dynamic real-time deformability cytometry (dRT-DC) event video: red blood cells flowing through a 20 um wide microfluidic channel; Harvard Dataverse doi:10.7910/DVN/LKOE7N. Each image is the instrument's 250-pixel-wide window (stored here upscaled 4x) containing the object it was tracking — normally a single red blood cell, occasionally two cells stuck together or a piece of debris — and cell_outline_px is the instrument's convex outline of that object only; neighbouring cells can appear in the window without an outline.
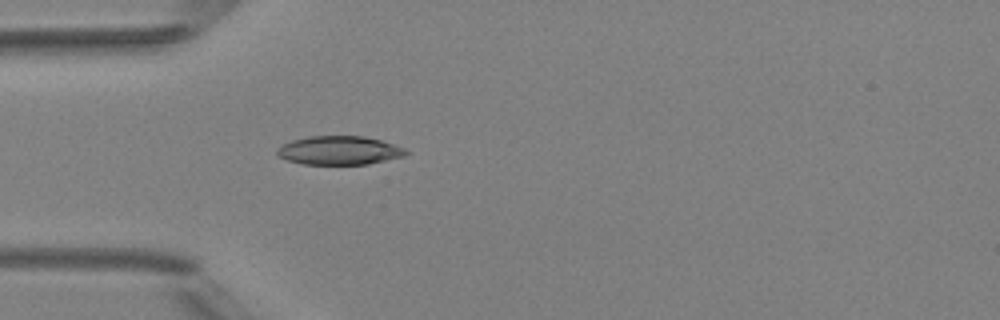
{"species": "Egyptian fruit bat (a non-hibernating species)", "species_latin": "Rousettus aegyptiacus", "temperature_condition": "room temperature", "stored_images_in_passage": 4, "camera_frame_rate_fps": 3000, "um_per_image_px": 0.085, "animal": {"sex": "female"}, "frame": {"image": 1, "passage_image": 4, "time_ms": 4.333, "image_size_px": [1000, 320], "cell_outline_px": [[408, 152], [404, 156], [368, 164], [304, 164], [288, 160], [276, 156], [276, 148], [292, 140], [308, 136], [364, 136], [380, 140], [404, 148]], "centroid_in_image_um": [28.8, 12.78], "position_along_channel_um": 56.2, "area_um2": 21.44}}